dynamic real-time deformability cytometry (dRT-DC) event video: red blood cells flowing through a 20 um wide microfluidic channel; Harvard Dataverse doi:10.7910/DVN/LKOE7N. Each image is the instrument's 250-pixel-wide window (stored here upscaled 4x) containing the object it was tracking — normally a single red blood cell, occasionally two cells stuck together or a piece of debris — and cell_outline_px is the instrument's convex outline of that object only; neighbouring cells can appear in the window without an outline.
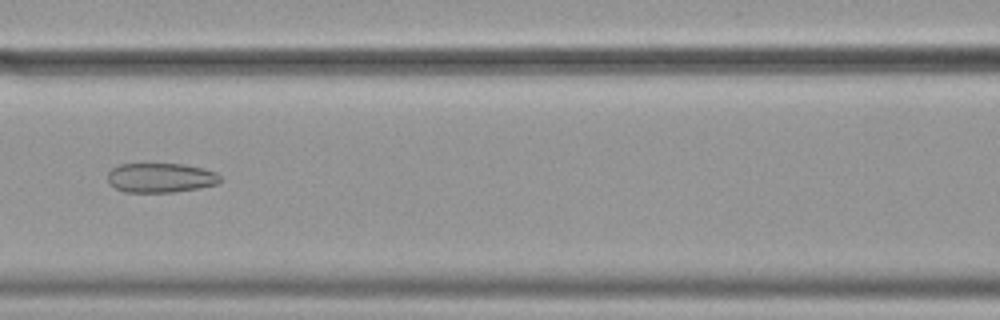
{"species": "common noctule bat (a hibernating species)", "species_latin": "Nyctalus noctula", "temperature_condition": "cold", "stored_images_in_passage": 51, "camera_frame_rate_fps": 3000, "um_per_image_px": 0.085, "animal": {"sex": "female", "body_mass_g": 19.9}, "frame": {"image": 1, "passage_image": 20, "time_ms": 6.333, "image_size_px": [1000, 320], "cell_outline_px": [[220, 180], [216, 184], [200, 188], [172, 192], [124, 192], [116, 188], [108, 180], [108, 172], [112, 168], [120, 164], [184, 164], [204, 168], [216, 172], [220, 176]], "centroid_in_image_um": [13.67, 15.1], "position_along_channel_um": 152.9, "area_um2": 19.31}}
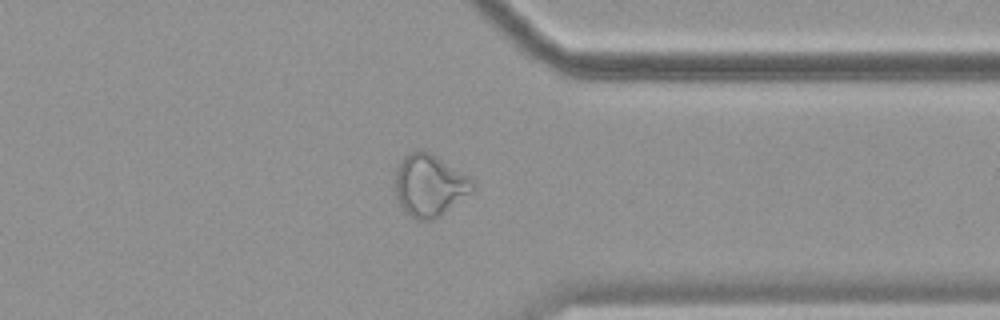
{"frame": {"image": 2, "passage_image": 39, "time_ms": 12.667, "image_size_px": [1000, 320], "cell_outline_px": [[476, 188], [472, 192], [440, 216], [432, 220], [416, 220], [404, 212], [396, 196], [392, 184], [396, 168], [400, 160], [404, 156], [416, 148], [428, 152], [436, 156], [476, 180]], "centroid_in_image_um": [36.49, 15.75], "position_along_channel_um": 374.9, "area_um2": 28.67}}
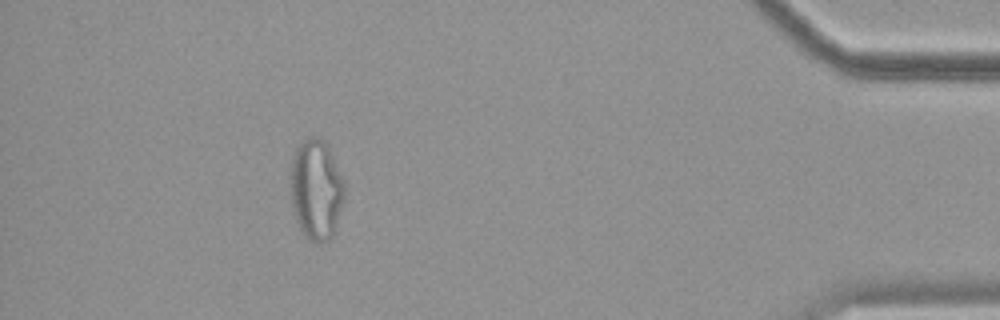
{"frame": {"image": 3, "passage_image": 46, "time_ms": 15.0, "image_size_px": [1000, 320], "cell_outline_px": [[344, 200], [332, 236], [328, 240], [320, 244], [316, 244], [304, 236], [296, 220], [292, 204], [288, 184], [292, 156], [296, 148], [308, 136], [316, 136], [324, 140], [344, 180]], "centroid_in_image_um": [26.84, 16.11], "position_along_channel_um": 408.4, "area_um2": 31.96}, "authors_computed_cell_mechanics": {"area_um2": 25.6632, "velocity_mm_per_s": 3.5696, "shape_relaxation_time_tau1_ms": null, "shape_relaxation_time_tau2_ms": 2.5457, "deformation_change_tau1": null, "deformation_change_tau2": 0.0982}}